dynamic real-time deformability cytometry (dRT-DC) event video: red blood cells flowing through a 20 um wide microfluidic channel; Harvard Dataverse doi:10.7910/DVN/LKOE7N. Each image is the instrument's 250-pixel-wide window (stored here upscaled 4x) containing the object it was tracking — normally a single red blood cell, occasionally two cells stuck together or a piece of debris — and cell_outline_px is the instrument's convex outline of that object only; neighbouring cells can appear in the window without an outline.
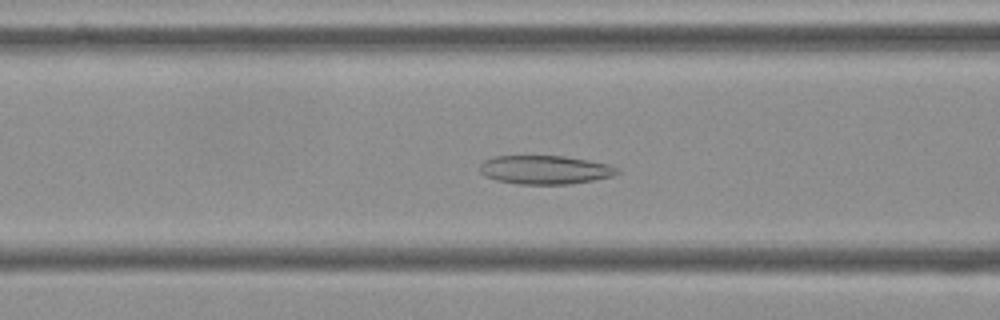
{"species": "Egyptian fruit bat (a non-hibernating species)", "species_latin": "Rousettus aegyptiacus", "temperature_condition": "cold", "stored_images_in_passage": 45, "camera_frame_rate_fps": 3000, "um_per_image_px": 0.085, "frame": {"image": 1, "passage_image": 12, "time_ms": 3.667, "image_size_px": [1000, 320], "cell_outline_px": [[620, 172], [612, 176], [592, 180], [568, 184], [520, 184], [496, 180], [484, 176], [480, 172], [480, 164], [484, 160], [492, 156], [564, 156], [612, 164], [620, 168]], "centroid_in_image_um": [46.34, 14.42], "position_along_channel_um": 120.3, "area_um2": 23.12}}
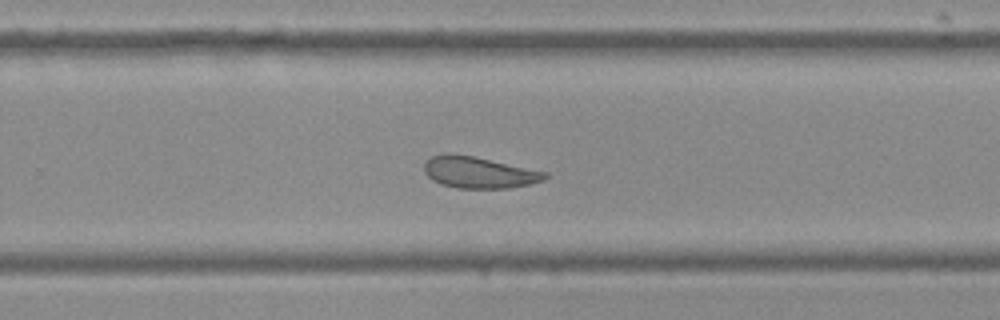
{"frame": {"image": 2, "passage_image": 26, "time_ms": 8.333, "image_size_px": [1000, 320], "cell_outline_px": [[548, 176], [544, 180], [532, 184], [508, 188], [456, 188], [440, 184], [432, 180], [424, 172], [424, 160], [432, 156], [444, 152], [448, 152], [472, 156], [548, 172]], "centroid_in_image_um": [40.67, 14.65], "position_along_channel_um": 289.1, "area_um2": 22.37}}
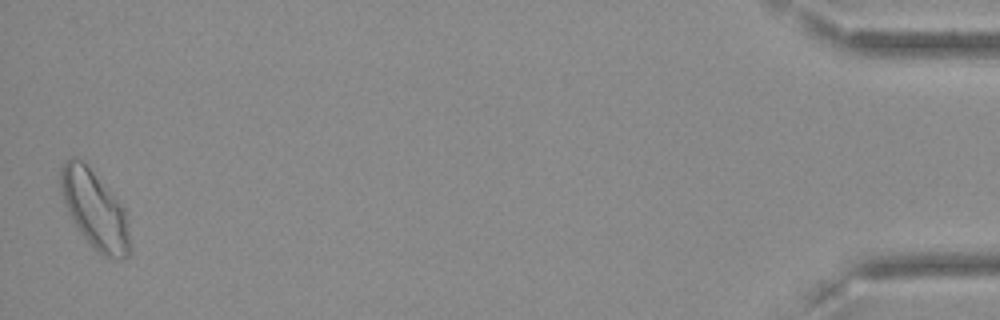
{"frame": {"image": 3, "passage_image": 45, "time_ms": 14.667, "image_size_px": [1000, 320], "cell_outline_px": [[132, 248], [128, 256], [124, 260], [116, 260], [104, 256], [92, 248], [80, 232], [72, 220], [68, 212], [60, 188], [60, 168], [64, 160], [72, 156], [80, 160], [92, 172], [124, 208]], "centroid_in_image_um": [8.05, 17.9], "position_along_channel_um": 427.1, "area_um2": 31.15}}